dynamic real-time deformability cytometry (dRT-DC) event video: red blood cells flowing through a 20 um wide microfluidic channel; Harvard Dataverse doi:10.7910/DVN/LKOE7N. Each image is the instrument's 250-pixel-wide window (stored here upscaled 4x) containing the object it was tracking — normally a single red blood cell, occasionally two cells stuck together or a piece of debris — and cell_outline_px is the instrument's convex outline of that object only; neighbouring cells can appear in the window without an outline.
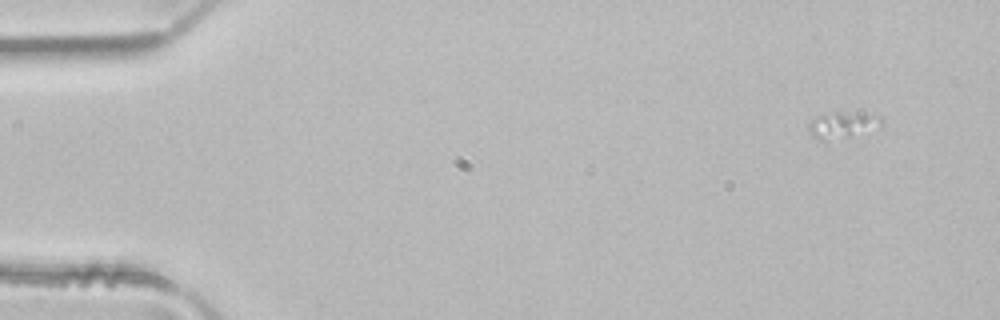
{"species": "common noctule bat (a hibernating species)", "species_latin": "Nyctalus noctula", "temperature_condition": "room temperature", "stored_images_in_passage": 4, "camera_frame_rate_fps": 3000, "um_per_image_px": 0.085, "animal": {"sex": "male", "body_mass_g": 21.5, "forearm_length_mm": 52.0}, "frame": {"image": 1, "passage_image": 1, "time_ms": 0.0, "image_size_px": [1000, 320], "cell_outline_px": [[884, 120], [880, 124], [848, 136], [824, 140], [820, 140], [812, 136], [808, 132], [808, 124], [816, 116], [836, 112], [840, 112], [880, 116]], "centroid_in_image_um": [71.49, 10.61], "position_along_channel_um": 13.5, "area_um2": 10.4}}